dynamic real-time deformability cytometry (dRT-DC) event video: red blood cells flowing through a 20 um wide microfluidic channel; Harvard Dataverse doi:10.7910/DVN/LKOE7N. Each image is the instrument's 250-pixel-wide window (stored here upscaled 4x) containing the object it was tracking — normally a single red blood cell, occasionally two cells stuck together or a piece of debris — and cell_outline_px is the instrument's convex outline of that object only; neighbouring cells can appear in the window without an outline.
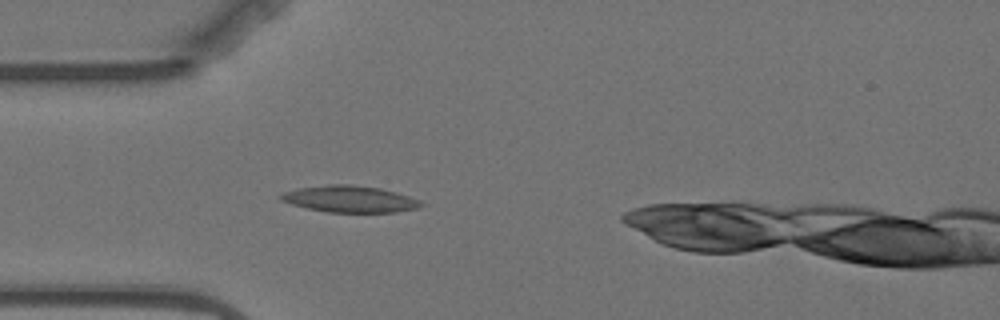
{"species": "Egyptian fruit bat (a non-hibernating species)", "species_latin": "Rousettus aegyptiacus", "temperature_condition": "warm", "stored_images_in_passage": 2, "camera_frame_rate_fps": 3000, "um_per_image_px": 0.085, "animal": {"sex": "female"}, "frame": {"image": 1, "passage_image": 2, "time_ms": 1.333, "image_size_px": [1000, 320], "cell_outline_px": [[424, 204], [420, 208], [396, 212], [328, 212], [308, 208], [292, 204], [280, 200], [276, 196], [284, 192], [300, 188], [328, 184], [352, 184], [380, 188], [396, 192], [420, 200]], "centroid_in_image_um": [29.74, 16.91], "position_along_channel_um": 55.3, "area_um2": 21.79}}